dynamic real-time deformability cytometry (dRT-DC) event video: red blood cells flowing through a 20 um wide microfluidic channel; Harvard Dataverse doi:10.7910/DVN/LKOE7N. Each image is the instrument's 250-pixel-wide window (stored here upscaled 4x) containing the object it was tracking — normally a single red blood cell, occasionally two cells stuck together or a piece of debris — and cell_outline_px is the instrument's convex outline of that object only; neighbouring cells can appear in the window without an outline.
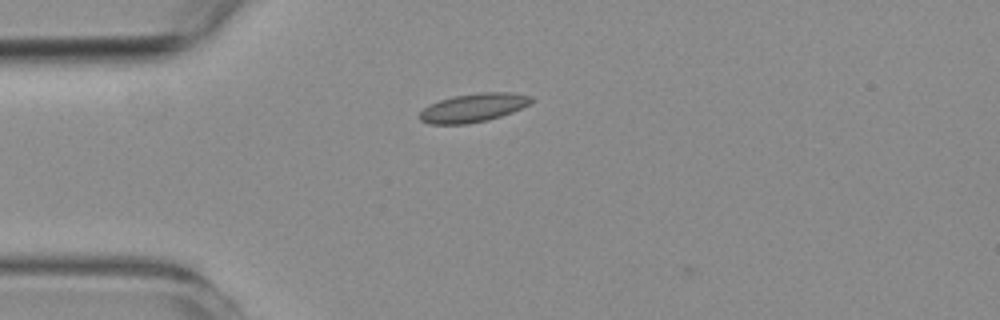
{"species": "common noctule bat (a hibernating species)", "species_latin": "Nyctalus noctula", "temperature_condition": "room temperature", "stored_images_in_passage": 3, "camera_frame_rate_fps": 3000, "um_per_image_px": 0.085, "animal": {"sex": "female", "body_mass_g": 19.3, "forearm_length_mm": 54.1}, "frame": {"image": 1, "passage_image": 2, "time_ms": 0.333, "image_size_px": [1000, 320], "cell_outline_px": [[536, 100], [512, 112], [488, 120], [468, 124], [428, 124], [420, 120], [416, 116], [428, 104], [452, 96], [480, 92], [508, 92], [532, 96]], "centroid_in_image_um": [40.2, 9.16], "position_along_channel_um": 44.8, "area_um2": 18.79}}